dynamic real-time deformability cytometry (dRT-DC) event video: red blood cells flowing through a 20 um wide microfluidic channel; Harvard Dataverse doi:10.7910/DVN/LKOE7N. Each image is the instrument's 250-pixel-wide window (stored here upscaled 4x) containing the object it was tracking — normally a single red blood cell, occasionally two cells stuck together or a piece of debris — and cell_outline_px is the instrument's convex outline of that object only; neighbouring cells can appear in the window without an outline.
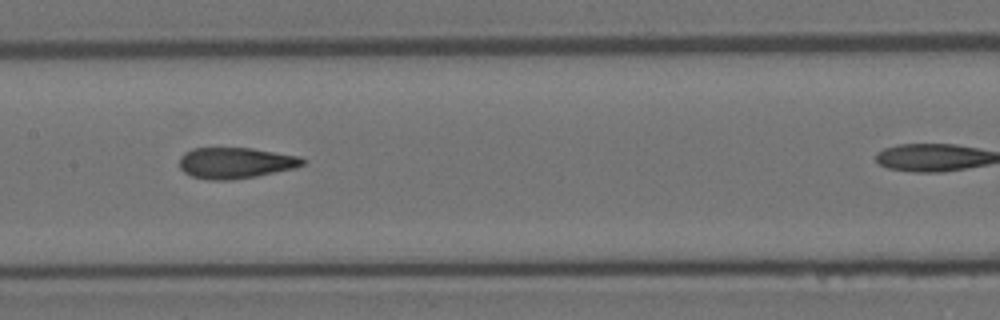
{"species": "Egyptian fruit bat (a non-hibernating species)", "species_latin": "Rousettus aegyptiacus", "temperature_condition": "room temperature", "stored_images_in_passage": 6, "camera_frame_rate_fps": 3000, "um_per_image_px": 0.085, "animal": {"sex": "female"}, "frame": {"image": 1, "passage_image": 5, "time_ms": 1.333, "image_size_px": [1000, 320], "cell_outline_px": [[304, 164], [292, 168], [256, 176], [232, 180], [212, 180], [192, 176], [184, 172], [180, 168], [180, 156], [184, 152], [192, 148], [252, 148], [300, 156], [304, 160]], "centroid_in_image_um": [19.98, 13.84], "position_along_channel_um": 187.4, "area_um2": 22.14}}